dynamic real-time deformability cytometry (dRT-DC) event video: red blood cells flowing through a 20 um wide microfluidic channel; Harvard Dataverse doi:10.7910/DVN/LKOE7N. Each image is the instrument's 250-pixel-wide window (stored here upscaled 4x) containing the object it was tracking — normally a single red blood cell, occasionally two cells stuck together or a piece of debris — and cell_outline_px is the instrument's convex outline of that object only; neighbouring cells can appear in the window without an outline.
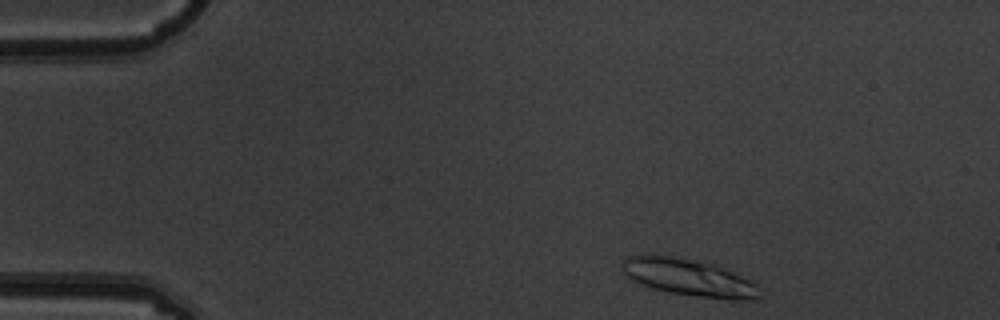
{"species": "common noctule bat (a hibernating species)", "species_latin": "Nyctalus noctula", "temperature_condition": "warm", "stored_images_in_passage": 3, "camera_frame_rate_fps": 3000, "um_per_image_px": 0.085, "animal": {"sex": "male", "body_mass_g": 19.5, "forearm_length_mm": 54.6}, "frame": {"image": 1, "passage_image": 1, "time_ms": 0.0, "image_size_px": [1000, 320], "cell_outline_px": [[760, 296], [752, 300], [736, 300], [668, 292], [652, 288], [632, 280], [620, 268], [620, 264], [628, 256], [652, 252], [712, 260], [756, 284]], "centroid_in_image_um": [58.51, 23.5], "position_along_channel_um": 26.5, "area_um2": 30.75}}